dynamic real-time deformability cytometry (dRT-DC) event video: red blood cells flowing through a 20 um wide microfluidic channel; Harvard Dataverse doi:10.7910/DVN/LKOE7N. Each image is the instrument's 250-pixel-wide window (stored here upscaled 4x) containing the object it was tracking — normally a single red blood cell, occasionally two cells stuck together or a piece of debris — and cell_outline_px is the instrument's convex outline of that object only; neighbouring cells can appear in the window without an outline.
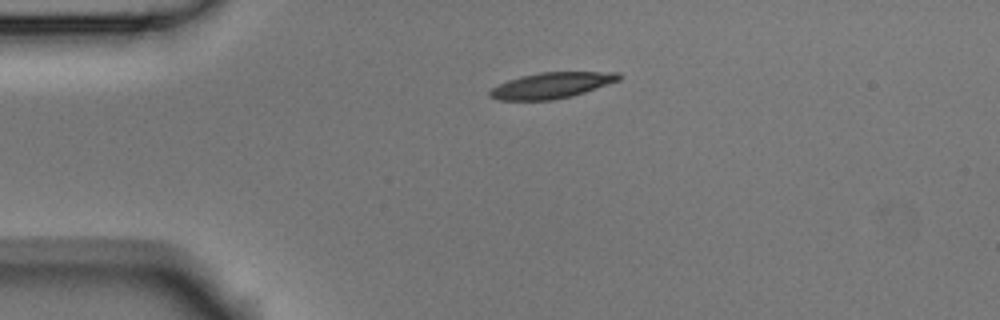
{"species": "Egyptian fruit bat (a non-hibernating species)", "species_latin": "Rousettus aegyptiacus", "temperature_condition": "room temperature", "stored_images_in_passage": 2, "camera_frame_rate_fps": 3000, "um_per_image_px": 0.085, "animal": {"sex": "male"}, "frame": {"image": 1, "passage_image": 1, "time_ms": 0.0, "image_size_px": [1000, 320], "cell_outline_px": [[620, 80], [572, 96], [552, 100], [500, 100], [488, 96], [488, 92], [492, 88], [508, 80], [520, 76], [540, 72], [620, 72]], "centroid_in_image_um": [46.87, 7.25], "position_along_channel_um": 38.1, "area_um2": 19.36}}
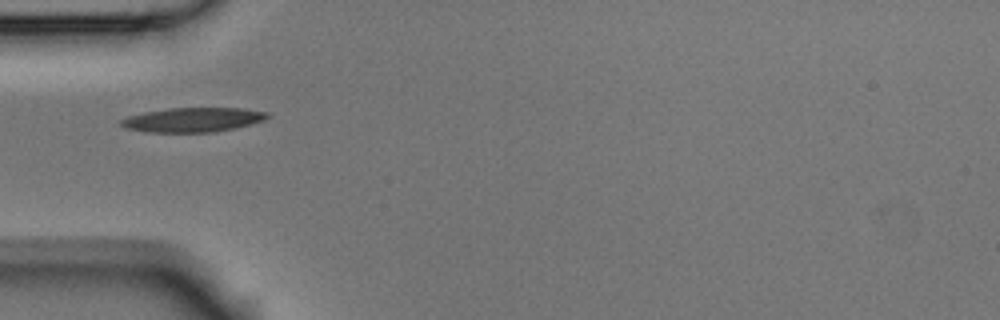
{"frame": {"image": 2, "passage_image": 2, "time_ms": 0.333, "image_size_px": [1000, 320], "cell_outline_px": [[272, 116], [264, 120], [232, 128], [212, 132], [148, 132], [124, 128], [120, 124], [120, 120], [128, 116], [144, 112], [168, 108], [244, 108], [268, 112]], "centroid_in_image_um": [16.38, 10.17], "position_along_channel_um": 68.6, "area_um2": 20.75}}